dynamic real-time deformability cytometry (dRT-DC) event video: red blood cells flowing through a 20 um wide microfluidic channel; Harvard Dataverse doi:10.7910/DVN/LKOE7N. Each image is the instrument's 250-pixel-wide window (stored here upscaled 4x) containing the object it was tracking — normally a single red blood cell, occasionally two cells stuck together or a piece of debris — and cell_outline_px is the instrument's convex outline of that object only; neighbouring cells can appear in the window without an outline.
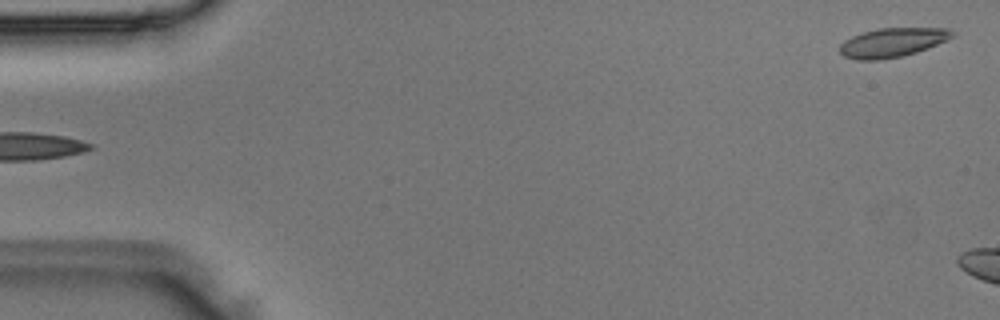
{"species": "Egyptian fruit bat (a non-hibernating species)", "species_latin": "Rousettus aegyptiacus", "temperature_condition": "room temperature", "stored_images_in_passage": 5, "segment_of_instrument_passage": [2, 2], "camera_frame_rate_fps": 3000, "um_per_image_px": 0.085, "animal": {"sex": "male"}, "frame": {"image": 1, "passage_image": 5, "time_ms": 1.333, "image_size_px": [1000, 320], "cell_outline_px": [[956, 36], [948, 40], [928, 48], [916, 52], [900, 56], [880, 60], [856, 60], [844, 56], [840, 52], [840, 44], [844, 40], [852, 36], [864, 32], [880, 28], [948, 28], [956, 32]], "centroid_in_image_um": [75.89, 3.61], "position_along_channel_um": 9.1, "area_um2": 19.19}}